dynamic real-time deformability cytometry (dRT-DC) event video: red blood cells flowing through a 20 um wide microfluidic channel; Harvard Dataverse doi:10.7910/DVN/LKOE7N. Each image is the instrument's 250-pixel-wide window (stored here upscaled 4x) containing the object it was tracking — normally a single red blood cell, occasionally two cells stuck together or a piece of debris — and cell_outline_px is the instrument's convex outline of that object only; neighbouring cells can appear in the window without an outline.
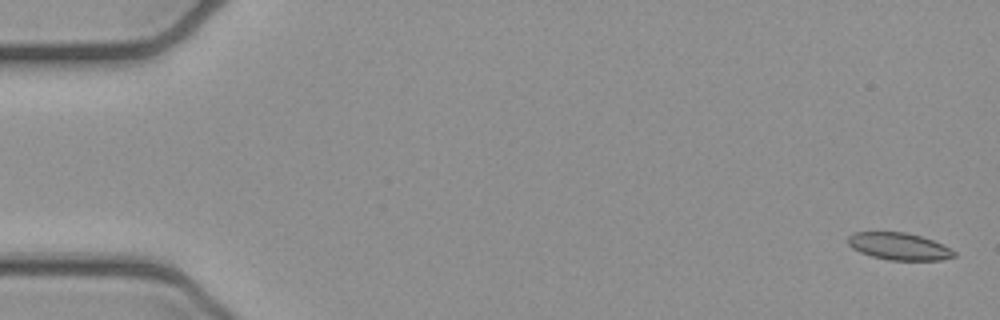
{"species": "common noctule bat (a hibernating species)", "species_latin": "Nyctalus noctula", "temperature_condition": "cold", "stored_images_in_passage": 4, "camera_frame_rate_fps": 3000, "um_per_image_px": 0.085, "animal": {"sex": "female", "body_mass_g": 21.9}, "frame": {"image": 1, "passage_image": 1, "time_ms": 0.0, "image_size_px": [1000, 320], "cell_outline_px": [[956, 256], [940, 260], [888, 260], [872, 256], [860, 252], [852, 248], [848, 244], [848, 236], [856, 232], [904, 232], [920, 236], [932, 240], [956, 252]], "centroid_in_image_um": [76.39, 20.94], "position_along_channel_um": 8.6, "area_um2": 16.59}}
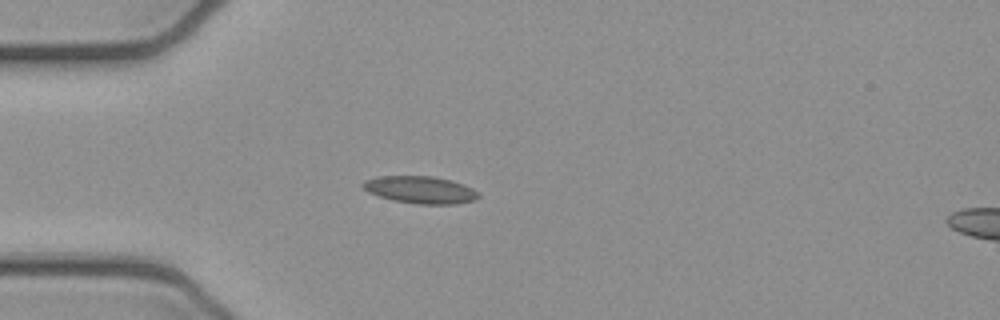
{"frame": {"image": 2, "passage_image": 4, "time_ms": 1.0, "image_size_px": [1000, 320], "cell_outline_px": [[480, 196], [476, 200], [456, 204], [416, 204], [392, 200], [368, 192], [360, 184], [364, 180], [376, 176], [432, 176], [452, 180], [464, 184], [480, 192]], "centroid_in_image_um": [35.75, 16.13], "position_along_channel_um": 49.2, "area_um2": 18.61}}